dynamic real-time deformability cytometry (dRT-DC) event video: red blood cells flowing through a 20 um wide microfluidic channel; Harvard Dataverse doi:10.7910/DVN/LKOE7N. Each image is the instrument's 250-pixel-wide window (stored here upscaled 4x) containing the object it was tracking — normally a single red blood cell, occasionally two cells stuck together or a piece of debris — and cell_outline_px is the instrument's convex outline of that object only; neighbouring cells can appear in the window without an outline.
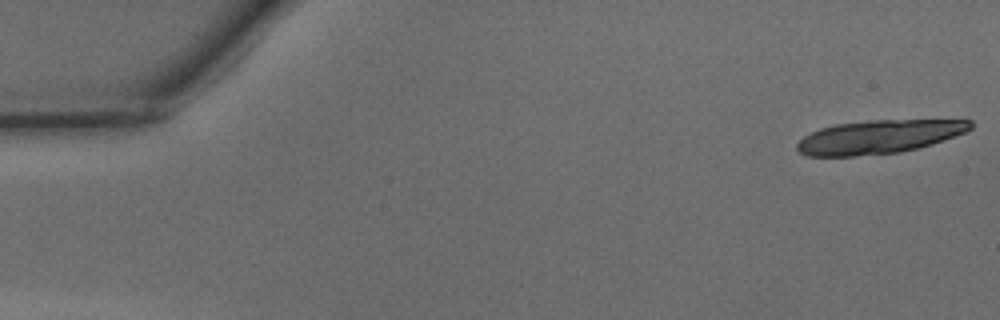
{"species": "common noctule bat (a hibernating species)", "species_latin": "Nyctalus noctula", "temperature_condition": "warm", "stored_images_in_passage": 8, "camera_frame_rate_fps": 3000, "um_per_image_px": 0.085, "animal": {"sex": "male", "body_mass_g": 15.6}, "frame": {"image": 1, "passage_image": 1, "time_ms": 0.0, "image_size_px": [1000, 320], "cell_outline_px": [[972, 128], [964, 132], [932, 144], [900, 152], [856, 156], [808, 156], [800, 152], [796, 148], [796, 144], [804, 136], [820, 128], [836, 124], [868, 120], [964, 116], [972, 120]], "centroid_in_image_um": [74.88, 11.56], "position_along_channel_um": 10.1, "area_um2": 35.14}}